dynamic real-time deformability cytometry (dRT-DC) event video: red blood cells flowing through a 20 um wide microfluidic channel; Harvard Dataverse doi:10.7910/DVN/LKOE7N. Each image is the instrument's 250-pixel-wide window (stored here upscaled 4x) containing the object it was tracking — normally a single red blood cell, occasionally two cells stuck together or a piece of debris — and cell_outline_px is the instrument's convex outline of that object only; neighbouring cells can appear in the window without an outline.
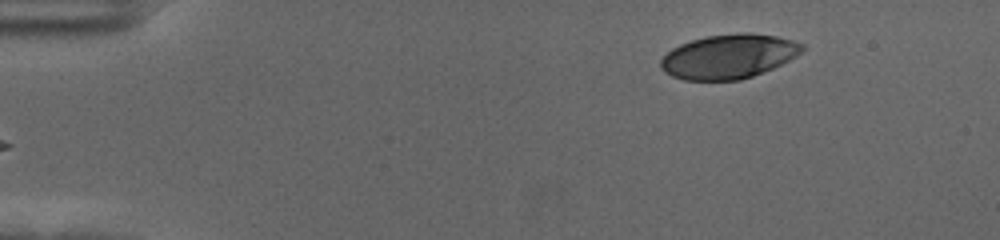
{"species": "human", "species_latin": "Homo sapiens", "temperature_condition": "cold", "stored_images_in_passage": 50, "camera_frame_rate_fps": 3000, "um_per_image_px": 0.085, "donor": {"sex": "female"}, "frame": {"image": 1, "passage_image": 1, "time_ms": 0.0, "image_size_px": [1000, 240], "cell_outline_px": [[804, 48], [796, 56], [772, 68], [752, 76], [740, 80], [684, 80], [672, 76], [664, 72], [660, 68], [660, 60], [672, 48], [680, 44], [704, 36], [740, 32], [752, 32], [776, 36], [792, 40], [804, 44]], "centroid_in_image_um": [61.91, 4.78], "position_along_channel_um": 23.1, "area_um2": 36.53}}
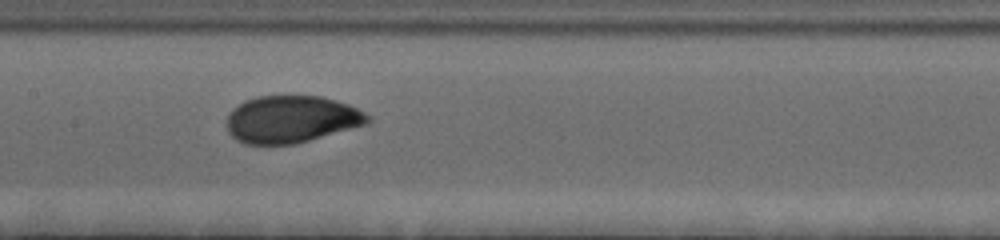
{"frame": {"image": 2, "passage_image": 22, "time_ms": 7.0, "image_size_px": [1000, 240], "cell_outline_px": [[372, 120], [368, 124], [296, 144], [244, 144], [236, 140], [228, 132], [228, 116], [232, 108], [244, 100], [260, 96], [320, 96], [348, 104], [364, 112]], "centroid_in_image_um": [24.76, 10.14], "position_along_channel_um": 182.6, "area_um2": 38.78}}
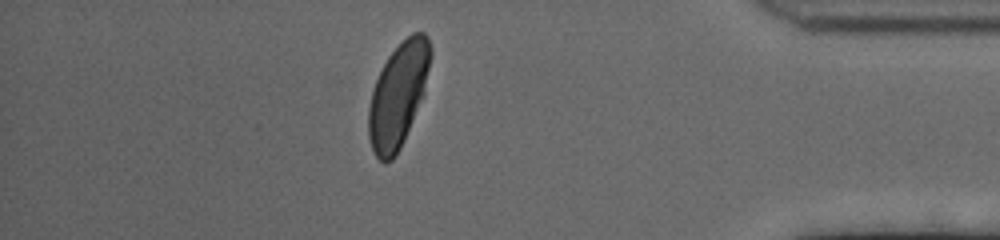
{"frame": {"image": 3, "passage_image": 43, "time_ms": 14.0, "image_size_px": [1000, 240], "cell_outline_px": [[432, 56], [424, 92], [404, 140], [400, 148], [392, 160], [384, 164], [376, 156], [372, 148], [368, 136], [368, 108], [372, 88], [388, 56], [412, 32], [424, 32], [428, 36], [432, 48]], "centroid_in_image_um": [33.85, 8.07], "position_along_channel_um": 401.4, "area_um2": 37.45}, "authors_computed_cell_mechanics": {"area_um2": 38.2636, "velocity_mm_per_s": 3.5953, "shape_relaxation_time_tau1_ms": 2.7908, "shape_relaxation_time_tau2_ms": null, "deformation_change_tau1": 0.1529, "deformation_change_tau2": null}}